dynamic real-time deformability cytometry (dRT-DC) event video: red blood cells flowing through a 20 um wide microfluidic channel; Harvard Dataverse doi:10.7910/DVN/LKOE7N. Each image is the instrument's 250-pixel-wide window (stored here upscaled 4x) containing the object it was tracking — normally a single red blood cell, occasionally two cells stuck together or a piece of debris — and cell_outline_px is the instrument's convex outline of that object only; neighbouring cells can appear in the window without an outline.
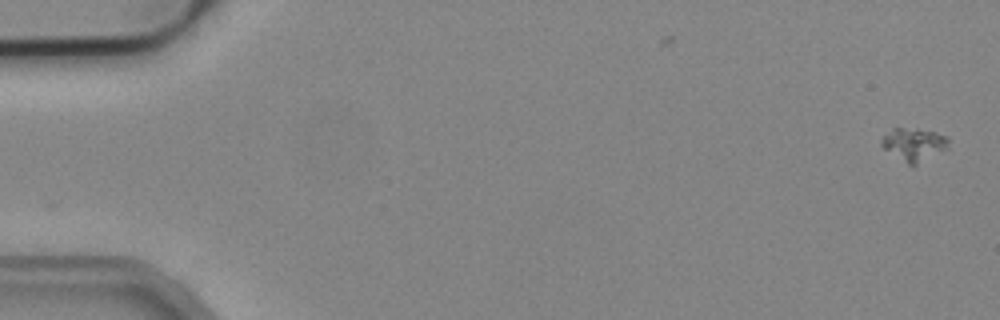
{"species": "common noctule bat (a hibernating species)", "species_latin": "Nyctalus noctula", "temperature_condition": "cold", "stored_images_in_passage": 2, "camera_frame_rate_fps": 3000, "um_per_image_px": 0.085, "animal": {"sex": "male", "body_mass_g": 19.2, "forearm_length_mm": 51.8}, "frame": {"image": 1, "passage_image": 2, "time_ms": 0.333, "image_size_px": [1000, 320], "cell_outline_px": [[948, 148], [916, 164], [908, 164], [884, 148], [880, 144], [880, 140], [892, 128], [900, 128], [932, 132], [948, 136]], "centroid_in_image_um": [77.67, 12.27], "position_along_channel_um": 7.3, "area_um2": 12.25}}